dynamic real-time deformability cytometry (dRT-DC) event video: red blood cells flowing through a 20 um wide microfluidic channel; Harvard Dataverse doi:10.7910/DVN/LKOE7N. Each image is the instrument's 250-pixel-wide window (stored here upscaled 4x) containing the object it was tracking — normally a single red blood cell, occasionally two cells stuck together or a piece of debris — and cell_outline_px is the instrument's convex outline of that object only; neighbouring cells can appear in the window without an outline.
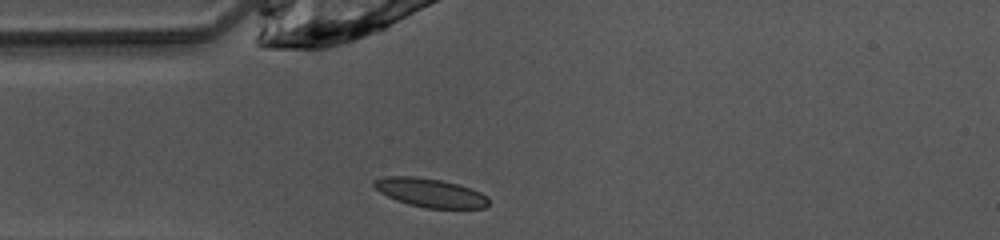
{"species": "common noctule bat (a hibernating species)", "species_latin": "Nyctalus noctula", "temperature_condition": "warm", "stored_images_in_passage": 37, "camera_frame_rate_fps": 3000, "um_per_image_px": 0.085, "animal": {"sex": "female", "body_mass_g": 10.0, "forearm_length_mm": 53.1}, "frame": {"image": 1, "passage_image": 1, "time_ms": 0.0, "image_size_px": [1000, 240], "cell_outline_px": [[488, 204], [484, 208], [428, 208], [408, 204], [396, 200], [380, 192], [372, 184], [372, 180], [384, 176], [412, 176], [440, 180], [456, 184], [480, 192], [488, 196]], "centroid_in_image_um": [36.53, 16.38], "position_along_channel_um": 48.5, "area_um2": 19.02}}
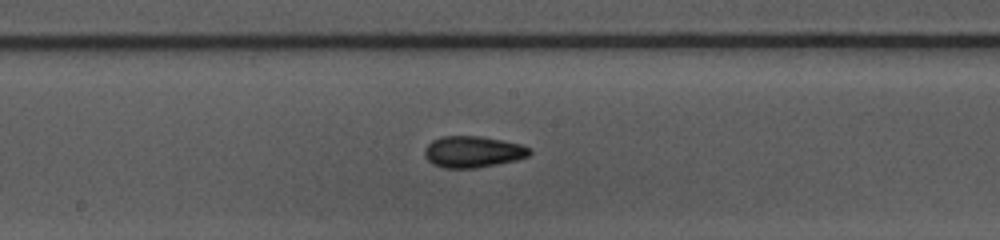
{"frame": {"image": 2, "passage_image": 13, "time_ms": 4.0, "image_size_px": [1000, 240], "cell_outline_px": [[532, 152], [528, 156], [516, 160], [476, 168], [444, 168], [432, 164], [424, 156], [424, 148], [432, 140], [440, 136], [480, 136], [520, 144], [532, 148]], "centroid_in_image_um": [40.17, 12.9], "position_along_channel_um": 208.0, "area_um2": 19.31}}
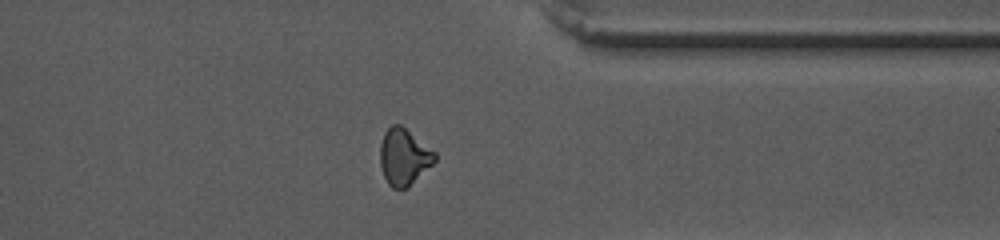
{"frame": {"image": 3, "passage_image": 26, "time_ms": 8.333, "image_size_px": [1000, 240], "cell_outline_px": [[436, 160], [408, 188], [392, 188], [388, 184], [384, 176], [380, 164], [380, 144], [384, 132], [392, 124], [400, 124], [436, 152]], "centroid_in_image_um": [34.32, 13.33], "position_along_channel_um": 377.1, "area_um2": 17.98}, "authors_computed_cell_mechanics": {"area_um2": 18.207, "velocity_mm_per_s": 4.0988, "shape_relaxation_time_tau1_ms": 7.3688, "shape_relaxation_time_tau2_ms": 2.5737, "deformation_change_tau1": 0.1761, "deformation_change_tau2": 0.0943}}